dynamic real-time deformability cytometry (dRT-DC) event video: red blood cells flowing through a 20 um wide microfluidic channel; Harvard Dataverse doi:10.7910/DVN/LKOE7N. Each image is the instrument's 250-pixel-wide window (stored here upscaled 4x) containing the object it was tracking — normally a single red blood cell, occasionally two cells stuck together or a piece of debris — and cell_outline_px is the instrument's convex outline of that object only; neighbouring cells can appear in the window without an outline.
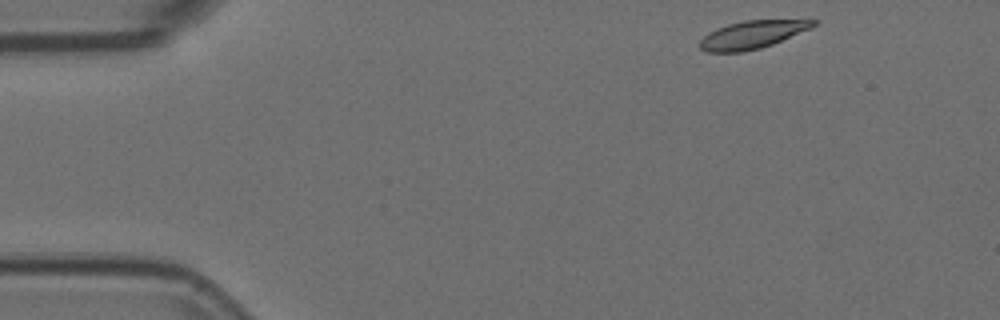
{"species": "Egyptian fruit bat (a non-hibernating species)", "species_latin": "Rousettus aegyptiacus", "temperature_condition": "room temperature", "stored_images_in_passage": 49, "camera_frame_rate_fps": 3000, "um_per_image_px": 0.085, "animal": {"sex": "female"}, "frame": {"image": 1, "passage_image": 1, "time_ms": 0.0, "image_size_px": [1000, 320], "cell_outline_px": [[820, 20], [816, 24], [808, 28], [772, 44], [760, 48], [744, 52], [708, 52], [700, 48], [700, 40], [708, 32], [716, 28], [728, 24], [744, 20], [812, 16]], "centroid_in_image_um": [64.07, 2.87], "position_along_channel_um": 20.9, "area_um2": 19.19}}
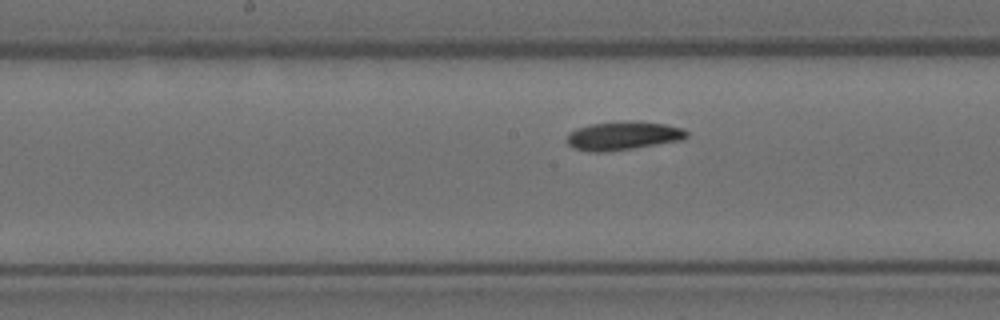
{"frame": {"image": 2, "passage_image": 22, "time_ms": 7.0, "image_size_px": [1000, 320], "cell_outline_px": [[688, 136], [684, 140], [632, 148], [604, 152], [592, 152], [572, 148], [564, 140], [576, 128], [592, 124], [636, 120], [668, 124], [680, 128], [688, 132]], "centroid_in_image_um": [52.98, 11.54], "position_along_channel_um": 195.2, "area_um2": 20.0}}
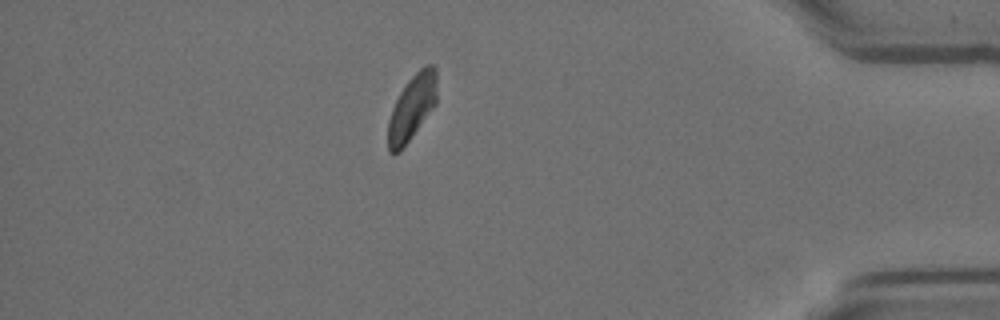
{"frame": {"image": 3, "passage_image": 42, "time_ms": 13.667, "image_size_px": [1000, 320], "cell_outline_px": [[436, 104], [400, 152], [388, 152], [388, 120], [392, 108], [400, 92], [408, 80], [424, 64], [436, 64]], "centroid_in_image_um": [35.02, 9.1], "position_along_channel_um": 400.2, "area_um2": 18.55}, "authors_computed_cell_mechanics": {"area_um2": 19.4208, "velocity_mm_per_s": 3.6844, "shape_relaxation_time_tau1_ms": 7.6129, "shape_relaxation_time_tau2_ms": 7.6085, "deformation_change_tau1": 0.1758, "deformation_change_tau2": 0.1469}}